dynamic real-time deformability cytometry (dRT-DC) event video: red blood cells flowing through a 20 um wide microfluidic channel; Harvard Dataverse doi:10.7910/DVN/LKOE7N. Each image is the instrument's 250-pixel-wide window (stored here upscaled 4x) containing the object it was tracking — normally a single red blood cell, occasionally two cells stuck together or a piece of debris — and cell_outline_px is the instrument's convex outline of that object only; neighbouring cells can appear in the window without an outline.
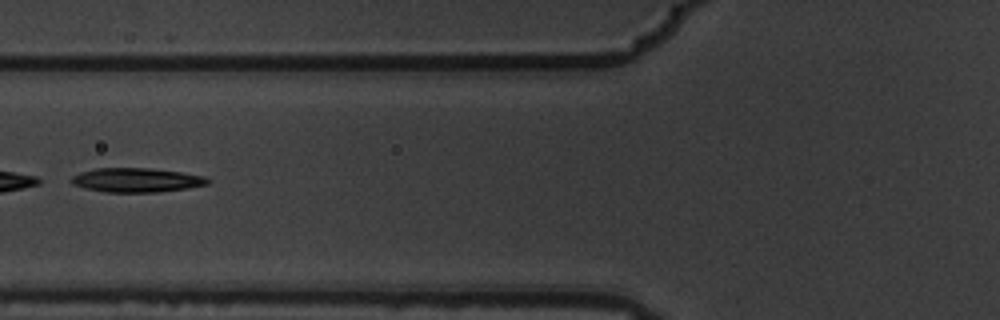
{"species": "common noctule bat (a hibernating species)", "species_latin": "Nyctalus noctula", "temperature_condition": "warm", "stored_images_in_passage": 4, "camera_frame_rate_fps": 3000, "um_per_image_px": 0.085, "animal": {"sex": "male", "body_mass_g": 19.5, "forearm_length_mm": 54.6}, "frame": {"image": 1, "passage_image": 4, "time_ms": 1.0, "image_size_px": [1000, 320], "cell_outline_px": [[212, 180], [208, 184], [188, 188], [156, 192], [104, 192], [84, 188], [72, 184], [68, 180], [72, 176], [80, 172], [96, 168], [148, 168], [180, 172], [204, 176]], "centroid_in_image_um": [11.57, 15.31], "position_along_channel_um": 114.2, "area_um2": 19.31}}